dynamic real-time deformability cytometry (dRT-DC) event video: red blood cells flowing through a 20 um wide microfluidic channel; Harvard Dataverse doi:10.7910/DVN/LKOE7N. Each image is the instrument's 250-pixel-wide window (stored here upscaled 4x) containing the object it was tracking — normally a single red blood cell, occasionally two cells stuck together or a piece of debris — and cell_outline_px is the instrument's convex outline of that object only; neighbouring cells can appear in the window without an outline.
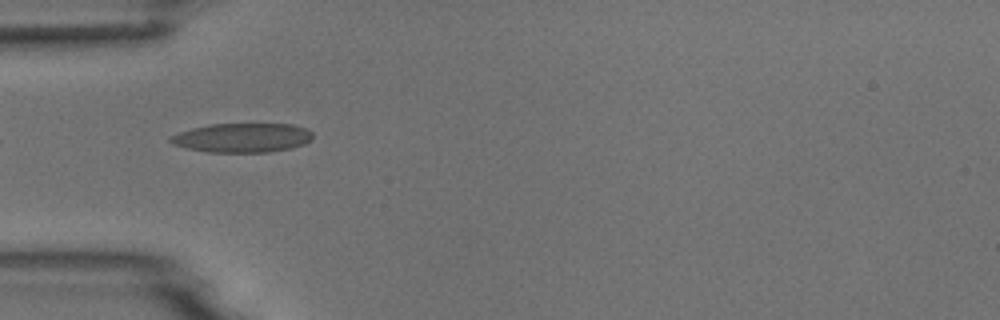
{"species": "common noctule bat (a hibernating species)", "species_latin": "Nyctalus noctula", "temperature_condition": "room temperature", "stored_images_in_passage": 9, "camera_frame_rate_fps": 3000, "um_per_image_px": 0.085, "animal": {"sex": "male", "body_mass_g": 18.8}, "frame": {"image": 1, "passage_image": 4, "time_ms": 3.667, "image_size_px": [1000, 320], "cell_outline_px": [[312, 140], [304, 144], [292, 148], [268, 152], [208, 152], [188, 148], [172, 144], [168, 140], [168, 136], [192, 128], [212, 124], [292, 124], [304, 128], [312, 132]], "centroid_in_image_um": [20.59, 11.71], "position_along_channel_um": 64.4, "area_um2": 24.22}}
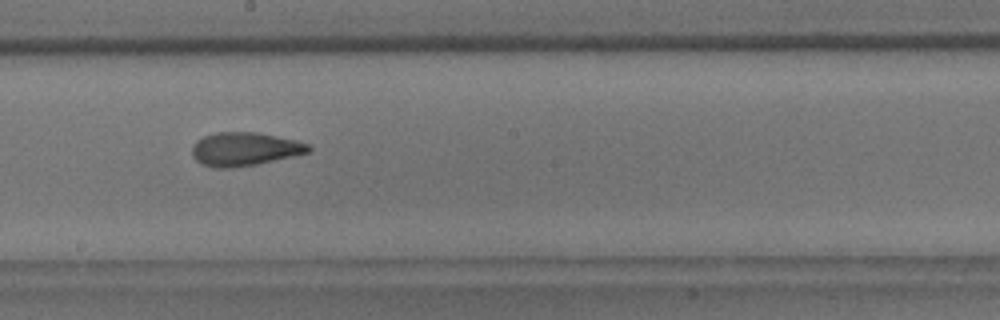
{"frame": {"image": 2, "passage_image": 8, "time_ms": 8.0, "image_size_px": [1000, 320], "cell_outline_px": [[312, 148], [308, 152], [292, 156], [256, 164], [232, 168], [216, 168], [200, 164], [192, 156], [192, 148], [196, 140], [204, 136], [216, 132], [256, 132], [296, 140], [308, 144]], "centroid_in_image_um": [20.75, 12.67], "position_along_channel_um": 227.5, "area_um2": 22.66}}